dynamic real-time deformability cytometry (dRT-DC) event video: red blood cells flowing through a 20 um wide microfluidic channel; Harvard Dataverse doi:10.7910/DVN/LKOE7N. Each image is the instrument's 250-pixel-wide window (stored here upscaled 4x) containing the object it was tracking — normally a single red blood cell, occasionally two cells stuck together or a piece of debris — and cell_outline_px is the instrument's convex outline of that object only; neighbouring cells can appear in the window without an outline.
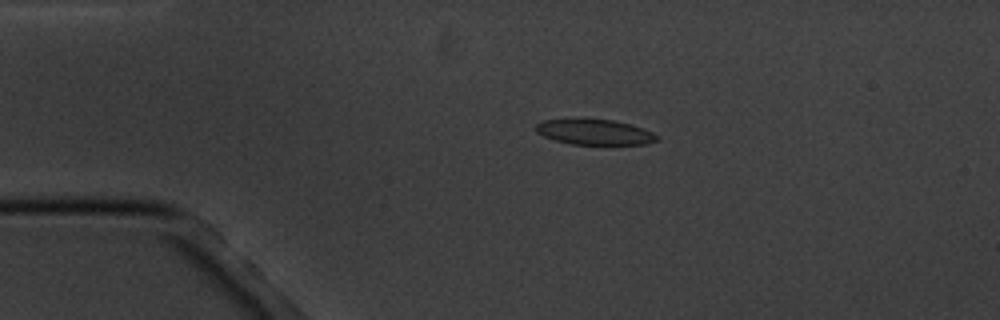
{"species": "common noctule bat (a hibernating species)", "species_latin": "Nyctalus noctula", "temperature_condition": "cold", "stored_images_in_passage": 4, "camera_frame_rate_fps": 3000, "um_per_image_px": 0.085, "animal": {"sex": "male", "body_mass_g": 20.1, "forearm_length_mm": 53.5}, "frame": {"image": 1, "passage_image": 3, "time_ms": 3.0, "image_size_px": [1000, 320], "cell_outline_px": [[660, 140], [644, 144], [572, 144], [556, 140], [544, 136], [536, 132], [536, 124], [540, 120], [576, 116], [584, 116], [612, 120], [632, 124], [652, 132], [660, 136]], "centroid_in_image_um": [50.5, 11.16], "position_along_channel_um": 34.5, "area_um2": 18.79}}